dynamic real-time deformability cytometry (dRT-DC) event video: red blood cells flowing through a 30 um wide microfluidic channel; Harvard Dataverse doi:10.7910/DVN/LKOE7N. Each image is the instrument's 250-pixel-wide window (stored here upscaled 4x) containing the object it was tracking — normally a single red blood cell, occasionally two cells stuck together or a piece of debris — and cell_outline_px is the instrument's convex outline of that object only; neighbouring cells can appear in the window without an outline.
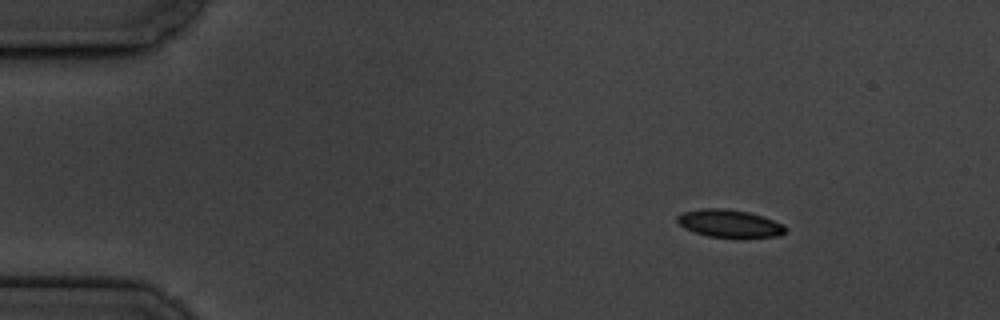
{"species": "common noctule bat (a hibernating species)", "species_latin": "Nyctalus noctula", "temperature_condition": "cold", "stored_images_in_passage": 6, "camera_frame_rate_fps": 3000, "um_per_image_px": 0.085, "animal": {"sex": "male", "body_mass_g": 19.5, "forearm_length_mm": 54.6}, "frame": {"image": 1, "passage_image": 2, "time_ms": 1.333, "image_size_px": [1000, 320], "cell_outline_px": [[784, 232], [780, 236], [708, 236], [684, 228], [676, 220], [676, 216], [680, 212], [700, 208], [728, 208], [748, 212], [784, 224]], "centroid_in_image_um": [61.92, 18.96], "position_along_channel_um": 23.1, "area_um2": 17.05}}
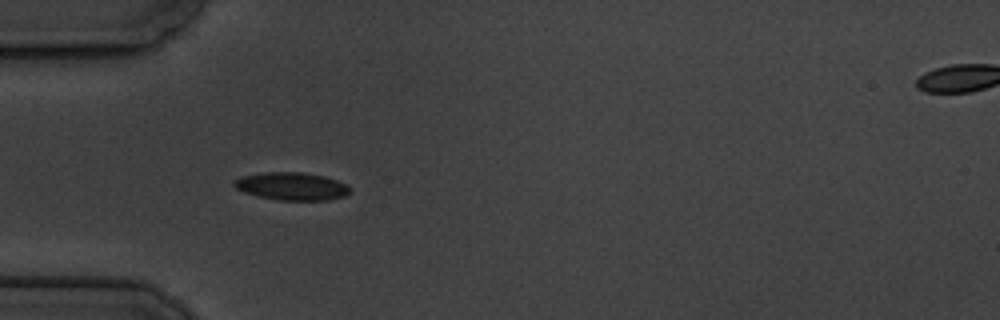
{"frame": {"image": 2, "passage_image": 5, "time_ms": 4.667, "image_size_px": [1000, 320], "cell_outline_px": [[352, 192], [344, 196], [328, 200], [280, 200], [260, 196], [244, 192], [236, 188], [232, 184], [236, 180], [244, 176], [264, 172], [304, 172], [324, 176], [348, 184], [352, 188]], "centroid_in_image_um": [24.87, 15.83], "position_along_channel_um": 60.1, "area_um2": 18.73}}
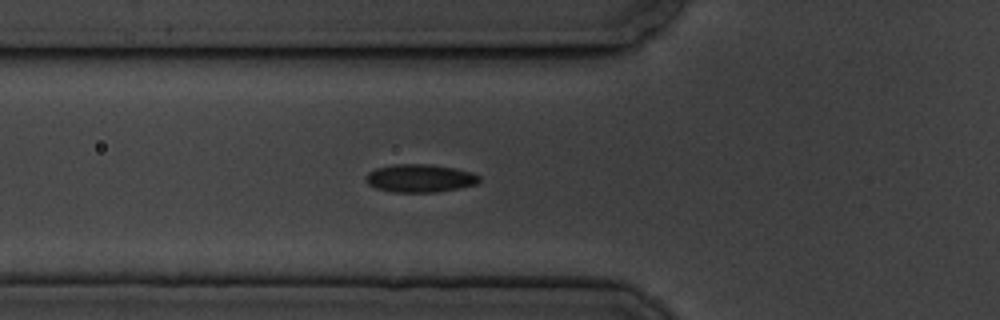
{"frame": {"image": 3, "passage_image": 6, "time_ms": 5.667, "image_size_px": [1000, 320], "cell_outline_px": [[480, 180], [476, 184], [436, 192], [392, 192], [376, 188], [368, 184], [364, 180], [364, 176], [368, 172], [376, 168], [392, 164], [432, 164], [472, 172], [480, 176]], "centroid_in_image_um": [35.64, 15.14], "position_along_channel_um": 90.2, "area_um2": 18.55}}